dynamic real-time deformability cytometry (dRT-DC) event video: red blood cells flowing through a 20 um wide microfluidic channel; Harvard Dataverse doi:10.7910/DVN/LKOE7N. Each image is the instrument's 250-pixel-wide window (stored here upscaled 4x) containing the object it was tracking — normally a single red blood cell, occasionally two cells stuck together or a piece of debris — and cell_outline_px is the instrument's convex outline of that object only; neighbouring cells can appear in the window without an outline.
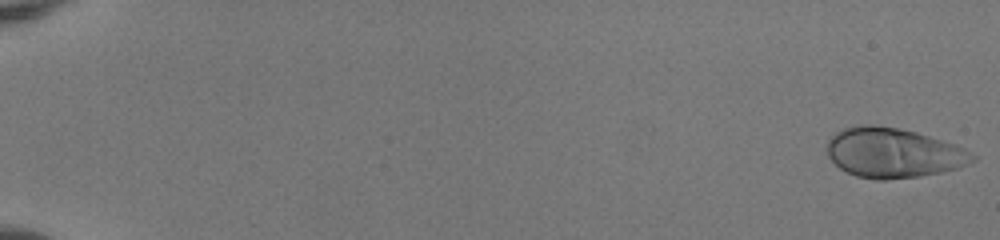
{"species": "human", "species_latin": "Homo sapiens", "temperature_condition": "room temperature", "stored_images_in_passage": 53, "camera_frame_rate_fps": 3000, "um_per_image_px": 0.085, "donor": {"sex": "female"}, "frame": {"image": 1, "passage_image": 1, "time_ms": 0.0, "image_size_px": [1000, 240], "cell_outline_px": [[976, 160], [956, 168], [940, 172], [920, 176], [888, 180], [876, 180], [856, 176], [840, 168], [828, 156], [828, 140], [836, 132], [852, 124], [872, 124], [900, 128], [916, 132], [964, 148], [976, 156]], "centroid_in_image_um": [75.89, 12.98], "position_along_channel_um": 9.1, "area_um2": 42.08}}
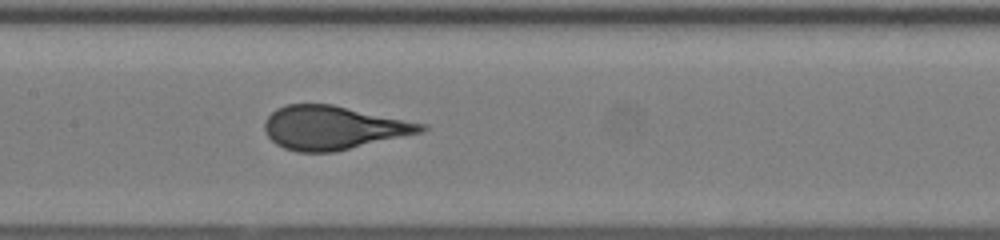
{"frame": {"image": 2, "passage_image": 29, "time_ms": 9.333, "image_size_px": [1000, 240], "cell_outline_px": [[428, 128], [424, 132], [332, 152], [296, 152], [284, 148], [276, 144], [264, 132], [264, 120], [276, 108], [288, 104], [332, 104], [428, 124]], "centroid_in_image_um": [28.33, 10.85], "position_along_channel_um": 179.1, "area_um2": 39.88}}
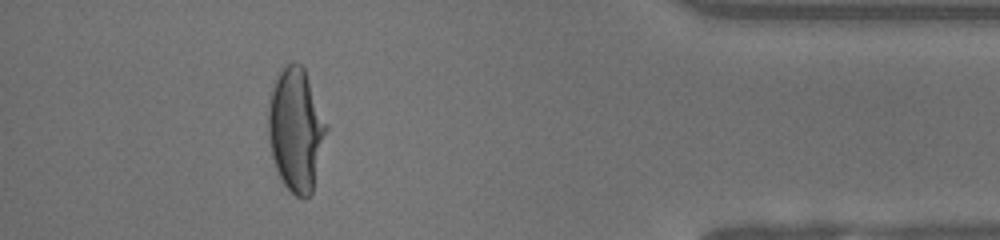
{"frame": {"image": 3, "passage_image": 49, "time_ms": 16.0, "image_size_px": [1000, 240], "cell_outline_px": [[328, 128], [312, 192], [308, 196], [296, 196], [284, 184], [276, 168], [272, 156], [268, 140], [268, 100], [272, 88], [280, 72], [292, 60], [300, 64], [304, 68], [328, 124]], "centroid_in_image_um": [25.16, 10.99], "position_along_channel_um": 410.0, "area_um2": 41.5}, "authors_computed_cell_mechanics": {"area_um2": 39.882, "velocity_mm_per_s": 3.9993, "shape_relaxation_time_tau1_ms": 5.3593, "shape_relaxation_time_tau2_ms": null, "deformation_change_tau1": 0.2505, "deformation_change_tau2": null}}